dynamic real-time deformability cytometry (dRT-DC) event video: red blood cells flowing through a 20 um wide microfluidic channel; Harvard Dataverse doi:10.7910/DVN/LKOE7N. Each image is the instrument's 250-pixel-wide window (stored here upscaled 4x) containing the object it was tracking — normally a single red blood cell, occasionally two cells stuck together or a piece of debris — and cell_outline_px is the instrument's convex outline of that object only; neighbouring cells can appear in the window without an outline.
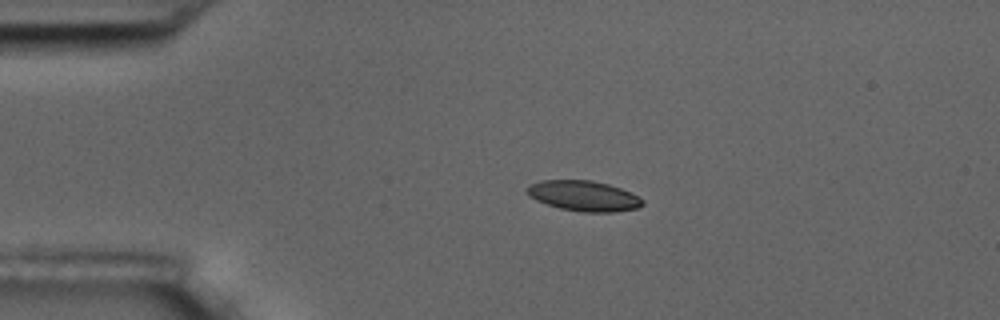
{"species": "common noctule bat (a hibernating species)", "species_latin": "Nyctalus noctula", "temperature_condition": "room temperature", "stored_images_in_passage": 4, "camera_frame_rate_fps": 3000, "um_per_image_px": 0.085, "animal": {"sex": "male", "body_mass_g": 17.5, "forearm_length_mm": 52.3}, "frame": {"image": 1, "passage_image": 3, "time_ms": 2.333, "image_size_px": [1000, 320], "cell_outline_px": [[644, 204], [640, 208], [616, 212], [580, 212], [560, 208], [536, 200], [528, 196], [524, 192], [524, 188], [528, 184], [540, 180], [592, 180], [608, 184], [620, 188], [644, 200]], "centroid_in_image_um": [49.56, 16.65], "position_along_channel_um": 35.4, "area_um2": 20.69}}